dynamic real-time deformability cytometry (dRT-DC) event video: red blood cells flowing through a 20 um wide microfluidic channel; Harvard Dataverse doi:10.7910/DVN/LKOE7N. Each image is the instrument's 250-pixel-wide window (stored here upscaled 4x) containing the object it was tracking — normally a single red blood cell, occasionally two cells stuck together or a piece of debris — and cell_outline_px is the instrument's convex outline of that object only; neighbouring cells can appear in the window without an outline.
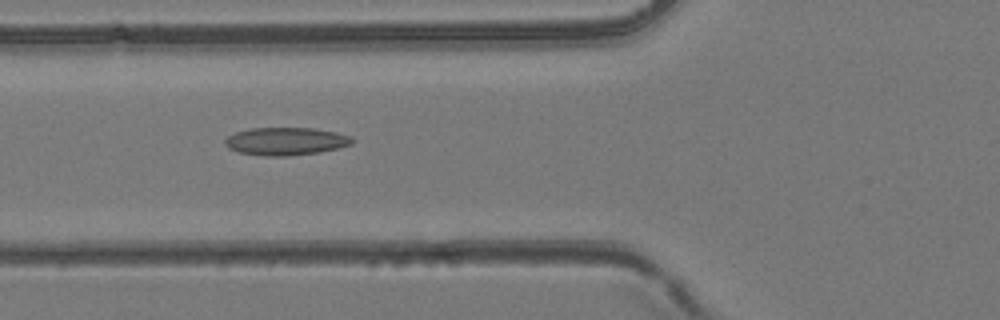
{"species": "common noctule bat (a hibernating species)", "species_latin": "Nyctalus noctula", "temperature_condition": "room temperature", "stored_images_in_passage": 45, "camera_frame_rate_fps": 3000, "um_per_image_px": 0.085, "animal": {"sex": "female", "body_mass_g": 24.6, "forearm_length_mm": 56.2}, "frame": {"image": 1, "passage_image": 18, "time_ms": 5.667, "image_size_px": [1000, 320], "cell_outline_px": [[356, 140], [352, 144], [340, 148], [320, 152], [288, 156], [264, 156], [240, 152], [228, 148], [224, 144], [224, 140], [228, 136], [236, 132], [248, 128], [316, 128], [336, 132], [352, 136]], "centroid_in_image_um": [24.33, 12.0], "position_along_channel_um": 101.5, "area_um2": 20.87}}
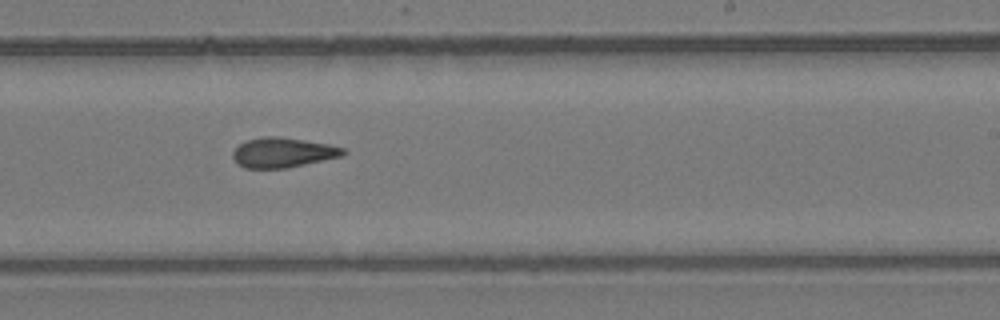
{"frame": {"image": 2, "passage_image": 29, "time_ms": 9.333, "image_size_px": [1000, 320], "cell_outline_px": [[348, 152], [344, 156], [288, 168], [244, 168], [236, 164], [232, 156], [232, 152], [240, 144], [248, 140], [264, 136], [276, 136], [304, 140], [328, 144], [344, 148]], "centroid_in_image_um": [24.06, 12.98], "position_along_channel_um": 264.9, "area_um2": 19.36}}
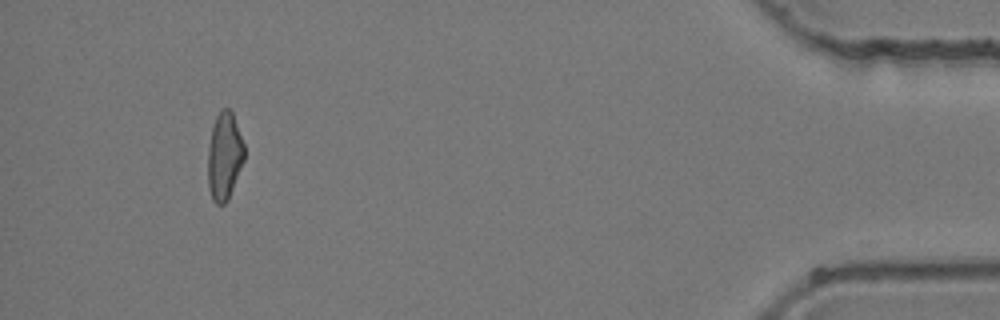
{"frame": {"image": 3, "passage_image": 44, "time_ms": 14.333, "image_size_px": [1000, 320], "cell_outline_px": [[244, 160], [228, 200], [224, 204], [216, 204], [212, 200], [208, 188], [208, 148], [212, 128], [216, 116], [220, 108], [228, 108], [232, 112], [244, 144]], "centroid_in_image_um": [19.06, 13.28], "position_along_channel_um": 416.1, "area_um2": 18.61}}